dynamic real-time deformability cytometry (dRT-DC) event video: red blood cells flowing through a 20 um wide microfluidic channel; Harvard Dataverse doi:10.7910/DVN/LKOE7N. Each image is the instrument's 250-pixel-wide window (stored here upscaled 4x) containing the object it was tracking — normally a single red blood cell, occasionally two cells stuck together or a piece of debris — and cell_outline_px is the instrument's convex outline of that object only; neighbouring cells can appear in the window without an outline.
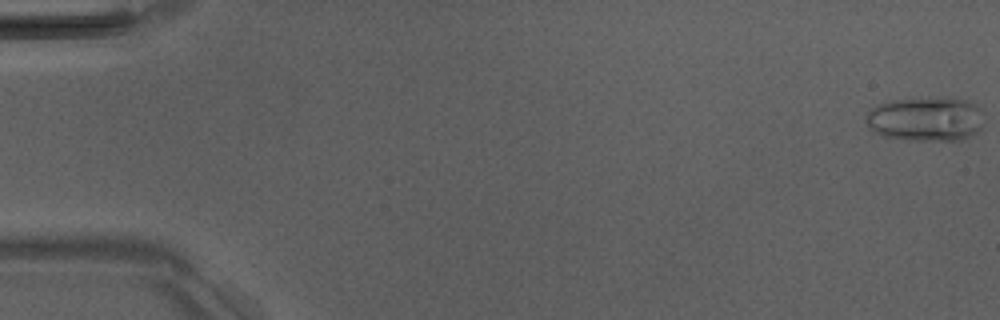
{"species": "Egyptian fruit bat (a non-hibernating species)", "species_latin": "Rousettus aegyptiacus", "temperature_condition": "room temperature", "stored_images_in_passage": 6, "camera_frame_rate_fps": 3000, "um_per_image_px": 0.085, "animal": {"sex": "male"}, "frame": {"image": 1, "passage_image": 1, "time_ms": 0.0, "image_size_px": [1000, 320], "cell_outline_px": [[980, 128], [972, 136], [960, 140], [908, 140], [884, 136], [868, 128], [864, 120], [864, 116], [868, 108], [892, 100], [928, 96], [952, 96], [968, 100], [976, 104], [980, 108]], "centroid_in_image_um": [78.64, 10.07], "position_along_channel_um": 6.4, "area_um2": 31.27}}